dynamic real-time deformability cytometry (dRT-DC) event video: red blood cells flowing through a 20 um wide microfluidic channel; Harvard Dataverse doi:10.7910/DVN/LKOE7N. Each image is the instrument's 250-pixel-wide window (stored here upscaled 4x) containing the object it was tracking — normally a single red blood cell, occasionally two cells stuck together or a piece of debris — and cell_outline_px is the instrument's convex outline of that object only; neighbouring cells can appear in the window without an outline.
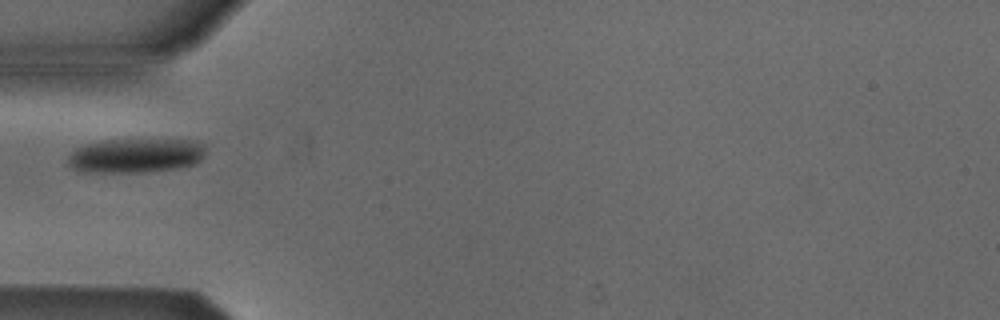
{"species": "Egyptian fruit bat (a non-hibernating species)", "species_latin": "Rousettus aegyptiacus", "temperature_condition": "cold", "stored_images_in_passage": 5, "camera_frame_rate_fps": 3000, "um_per_image_px": 0.085, "animal": {"sex": "male"}, "frame": {"image": 1, "passage_image": 4, "time_ms": 3.667, "image_size_px": [1000, 320], "cell_outline_px": [[204, 156], [196, 164], [176, 168], [144, 172], [76, 172], [68, 164], [68, 156], [76, 148], [84, 144], [100, 140], [196, 140], [204, 144]], "centroid_in_image_um": [11.5, 13.22], "position_along_channel_um": 73.5, "area_um2": 27.8}}